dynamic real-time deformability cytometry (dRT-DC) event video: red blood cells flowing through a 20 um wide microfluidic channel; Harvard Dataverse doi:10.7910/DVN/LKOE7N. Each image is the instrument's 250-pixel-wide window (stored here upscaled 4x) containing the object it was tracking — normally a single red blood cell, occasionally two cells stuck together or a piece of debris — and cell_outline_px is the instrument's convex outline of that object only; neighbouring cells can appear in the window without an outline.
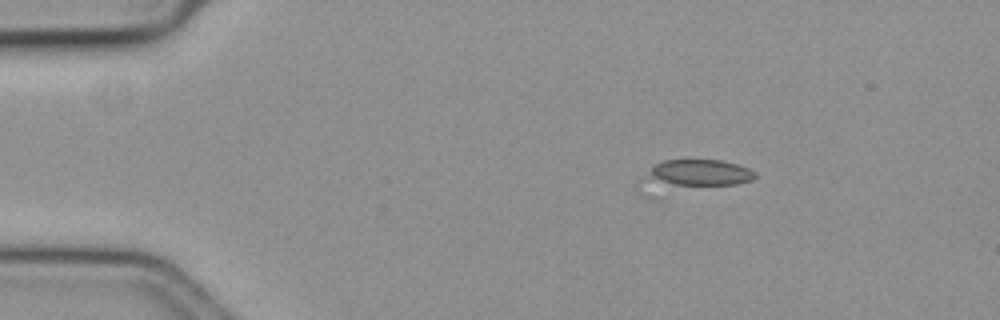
{"species": "common noctule bat (a hibernating species)", "species_latin": "Nyctalus noctula", "temperature_condition": "cold", "stored_images_in_passage": 50, "camera_frame_rate_fps": 3000, "um_per_image_px": 0.085, "animal": {"sex": "female", "body_mass_g": 19.3, "forearm_length_mm": 54.1}, "frame": {"image": 1, "passage_image": 1, "time_ms": 0.0, "image_size_px": [1000, 320], "cell_outline_px": [[756, 176], [752, 180], [736, 184], [676, 184], [652, 176], [652, 168], [656, 164], [664, 160], [720, 160], [736, 164], [748, 168], [756, 172]], "centroid_in_image_um": [59.68, 14.64], "position_along_channel_um": 25.3, "area_um2": 15.32}}
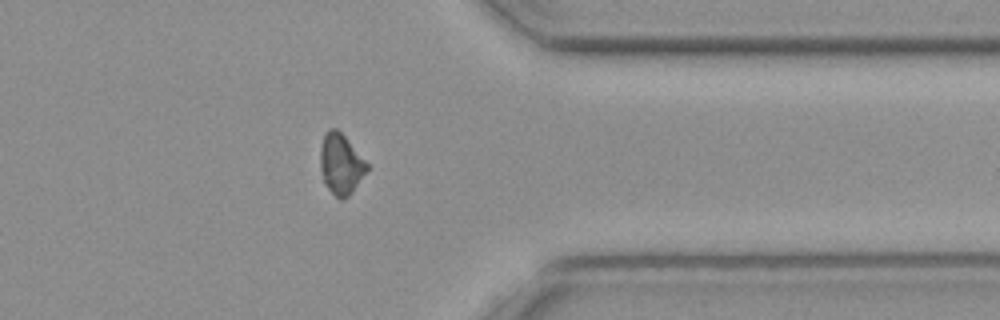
{"frame": {"image": 2, "passage_image": 38, "time_ms": 12.333, "image_size_px": [1000, 320], "cell_outline_px": [[368, 168], [352, 192], [344, 200], [340, 200], [324, 184], [320, 168], [320, 148], [324, 132], [328, 128], [336, 128], [344, 136], [368, 164]], "centroid_in_image_um": [28.93, 13.94], "position_along_channel_um": 382.5, "area_um2": 16.36}}
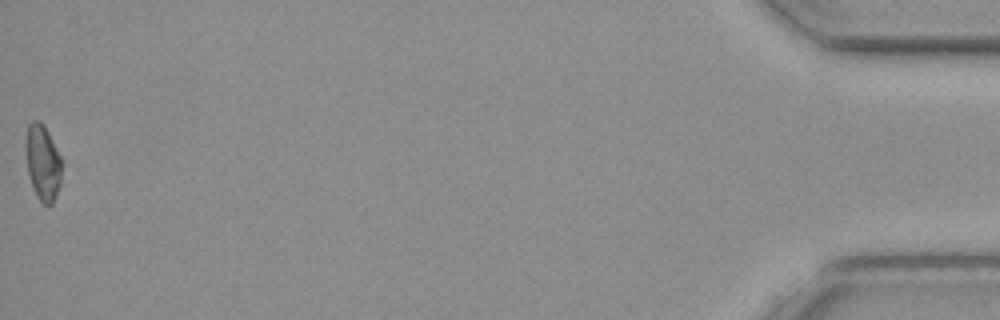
{"frame": {"image": 3, "passage_image": 50, "time_ms": 16.333, "image_size_px": [1000, 320], "cell_outline_px": [[60, 184], [52, 204], [48, 208], [36, 196], [32, 188], [28, 172], [24, 148], [24, 144], [28, 124], [32, 120], [40, 120], [44, 124], [60, 156]], "centroid_in_image_um": [3.59, 13.8], "position_along_channel_um": 431.6, "area_um2": 16.01}}